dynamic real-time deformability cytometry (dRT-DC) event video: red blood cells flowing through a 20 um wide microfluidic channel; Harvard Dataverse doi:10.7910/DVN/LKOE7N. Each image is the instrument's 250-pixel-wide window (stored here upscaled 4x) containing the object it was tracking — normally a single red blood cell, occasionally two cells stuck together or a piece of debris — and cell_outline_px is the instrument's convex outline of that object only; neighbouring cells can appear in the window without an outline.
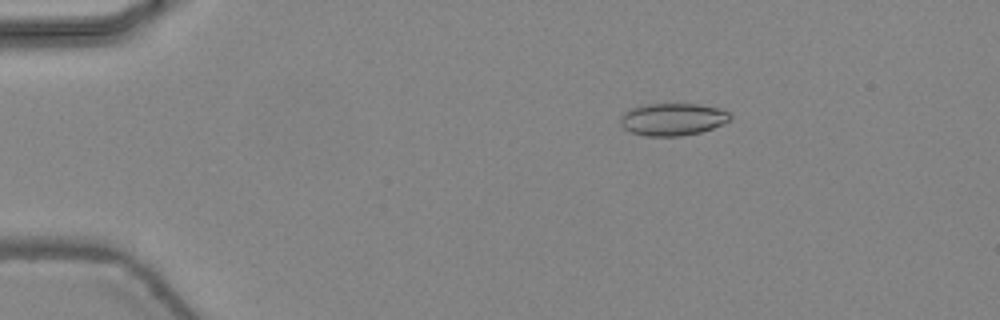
{"species": "common noctule bat (a hibernating species)", "species_latin": "Nyctalus noctula", "temperature_condition": "warm", "stored_images_in_passage": 47, "camera_frame_rate_fps": 3000, "um_per_image_px": 0.085, "animal": {"sex": "female", "body_mass_g": 24.6, "forearm_length_mm": 56.2}, "frame": {"image": 1, "passage_image": 9, "time_ms": 2.667, "image_size_px": [1000, 320], "cell_outline_px": [[732, 116], [728, 120], [712, 128], [700, 132], [680, 136], [644, 136], [632, 132], [624, 128], [620, 124], [620, 116], [628, 108], [644, 104], [700, 104], [720, 108], [728, 112]], "centroid_in_image_um": [57.13, 10.13], "position_along_channel_um": 27.9, "area_um2": 20.75}}
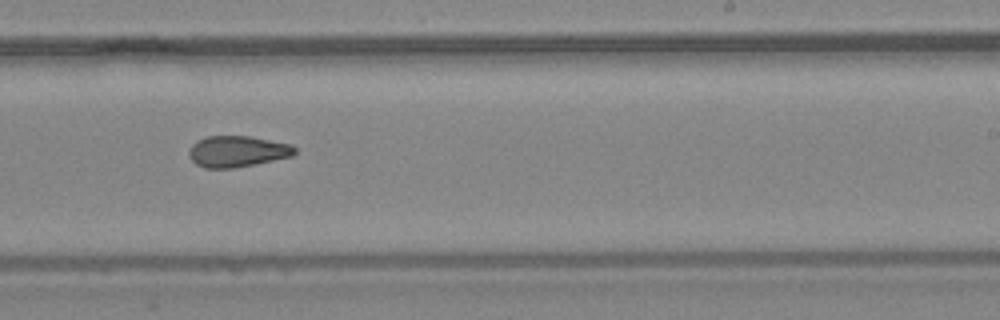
{"frame": {"image": 2, "passage_image": 30, "time_ms": 9.667, "image_size_px": [1000, 320], "cell_outline_px": [[296, 152], [292, 156], [236, 168], [204, 168], [196, 164], [188, 156], [188, 152], [192, 144], [196, 140], [208, 136], [252, 136], [292, 144], [296, 148]], "centroid_in_image_um": [20.17, 12.86], "position_along_channel_um": 268.8, "area_um2": 19.42}}
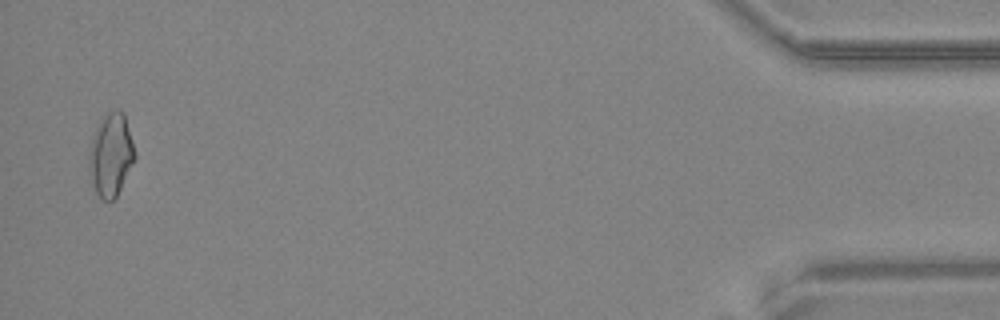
{"frame": {"image": 3, "passage_image": 46, "time_ms": 15.0, "image_size_px": [1000, 320], "cell_outline_px": [[136, 156], [116, 196], [112, 200], [100, 200], [92, 184], [88, 168], [88, 160], [92, 136], [96, 124], [108, 112], [116, 108], [124, 112], [136, 152]], "centroid_in_image_um": [9.41, 13.12], "position_along_channel_um": 425.8, "area_um2": 22.25}, "authors_computed_cell_mechanics": {"area_um2": 20.1144, "velocity_mm_per_s": 4.5077, "shape_relaxation_time_tau1_ms": null, "shape_relaxation_time_tau2_ms": 2.6541, "deformation_change_tau1": null, "deformation_change_tau2": 0.0871}}